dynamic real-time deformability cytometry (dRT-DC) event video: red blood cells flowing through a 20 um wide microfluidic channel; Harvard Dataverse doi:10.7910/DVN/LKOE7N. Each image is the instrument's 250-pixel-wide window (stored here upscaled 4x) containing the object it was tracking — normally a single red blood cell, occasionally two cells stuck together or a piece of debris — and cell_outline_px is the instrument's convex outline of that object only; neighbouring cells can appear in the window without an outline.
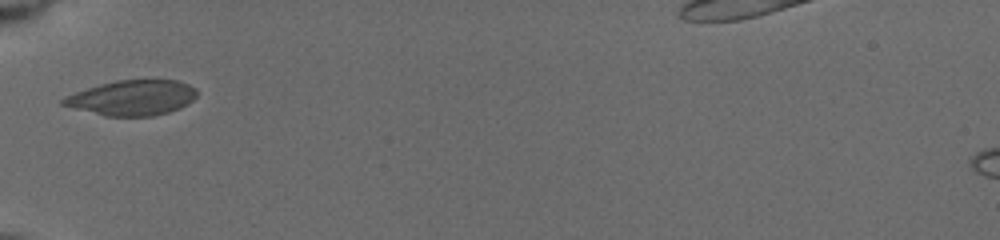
{"species": "common noctule bat (a hibernating species)", "species_latin": "Nyctalus noctula", "temperature_condition": "cold", "stored_images_in_passage": 11, "camera_frame_rate_fps": 3000, "um_per_image_px": 0.085, "animal": {"sex": "female", "body_mass_g": 19.5, "forearm_length_mm": 54.1}, "frame": {"image": 1, "passage_image": 1, "time_ms": 0.0, "image_size_px": [1000, 240], "cell_outline_px": [[196, 96], [188, 104], [180, 108], [168, 112], [152, 116], [104, 116], [60, 104], [60, 100], [64, 96], [100, 84], [116, 80], [176, 80], [188, 84], [196, 88]], "centroid_in_image_um": [11.23, 8.31], "position_along_channel_um": 73.8, "area_um2": 27.34}}
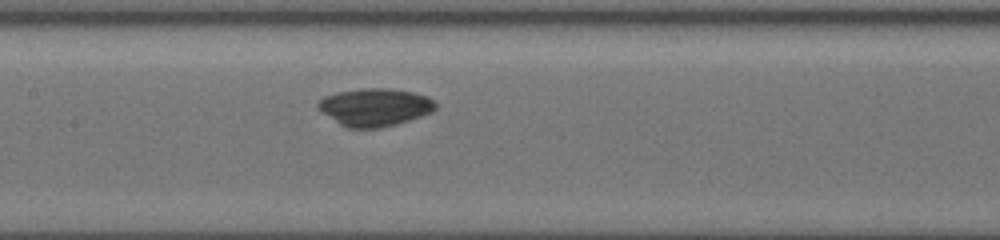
{"frame": {"image": 2, "passage_image": 4, "time_ms": 2.667, "image_size_px": [1000, 240], "cell_outline_px": [[436, 108], [432, 112], [396, 124], [376, 128], [348, 128], [340, 124], [320, 112], [316, 108], [316, 104], [324, 96], [336, 92], [360, 88], [392, 88], [412, 92], [428, 96], [436, 104]], "centroid_in_image_um": [31.82, 9.1], "position_along_channel_um": 175.6, "area_um2": 25.95}}
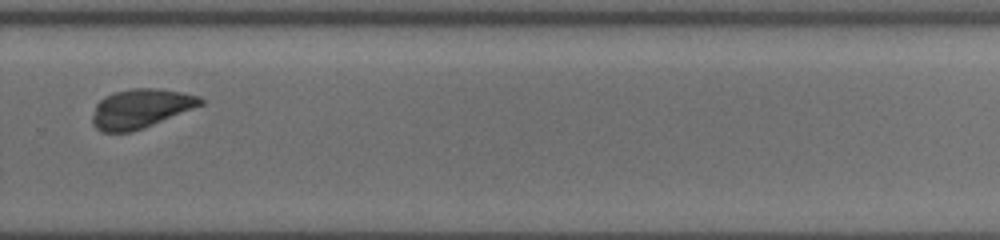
{"frame": {"image": 3, "passage_image": 10, "time_ms": 6.333, "image_size_px": [1000, 240], "cell_outline_px": [[204, 104], [144, 128], [132, 132], [104, 132], [96, 128], [92, 124], [92, 116], [96, 104], [104, 96], [116, 92], [132, 88], [160, 88], [200, 96], [204, 100]], "centroid_in_image_um": [11.95, 9.22], "position_along_channel_um": 317.8, "area_um2": 24.68}}